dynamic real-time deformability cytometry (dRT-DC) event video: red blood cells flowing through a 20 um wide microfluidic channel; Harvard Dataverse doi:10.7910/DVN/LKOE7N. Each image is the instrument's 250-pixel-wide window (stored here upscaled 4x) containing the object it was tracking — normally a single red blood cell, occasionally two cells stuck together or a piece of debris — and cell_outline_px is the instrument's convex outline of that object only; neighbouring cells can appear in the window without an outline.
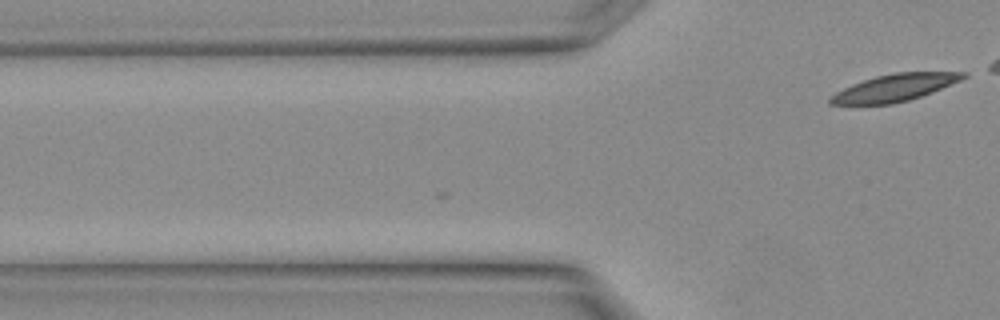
{"species": "Egyptian fruit bat (a non-hibernating species)", "species_latin": "Rousettus aegyptiacus", "temperature_condition": "warm", "stored_images_in_passage": 3, "camera_frame_rate_fps": 3000, "um_per_image_px": 0.085, "animal": {"sex": "female"}, "frame": {"image": 1, "passage_image": 3, "time_ms": 0.667, "image_size_px": [1000, 320], "cell_outline_px": [[968, 76], [960, 80], [932, 92], [908, 100], [892, 104], [828, 104], [828, 100], [836, 92], [852, 84], [876, 76], [896, 72], [968, 72]], "centroid_in_image_um": [76.06, 7.45], "position_along_channel_um": 49.7, "area_um2": 20.69}}